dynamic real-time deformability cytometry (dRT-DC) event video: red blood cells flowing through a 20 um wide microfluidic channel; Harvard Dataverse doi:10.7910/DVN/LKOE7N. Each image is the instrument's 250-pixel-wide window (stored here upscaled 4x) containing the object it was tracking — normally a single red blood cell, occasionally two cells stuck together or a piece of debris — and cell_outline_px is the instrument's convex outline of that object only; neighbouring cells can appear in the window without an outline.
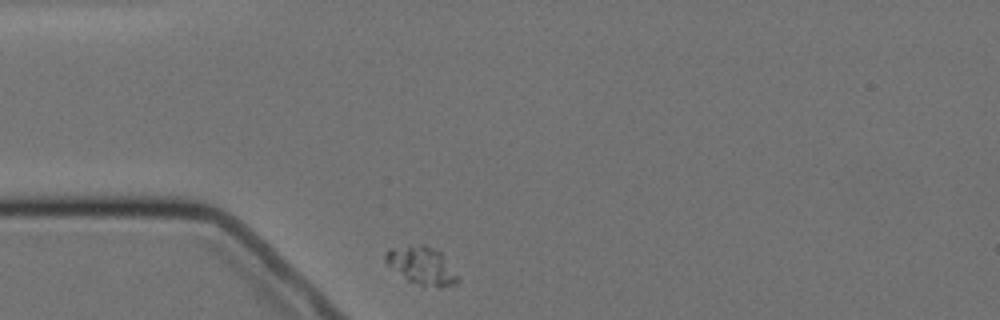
{"species": "Egyptian fruit bat (a non-hibernating species)", "species_latin": "Rousettus aegyptiacus", "temperature_condition": "cold", "stored_images_in_passage": 1, "camera_frame_rate_fps": 3000, "um_per_image_px": 0.085, "animal": {"sex": "female"}, "frame": {"image": 1, "passage_image": 1, "time_ms": 0.0, "image_size_px": [1000, 320], "cell_outline_px": [[460, 280], [456, 284], [440, 288], [420, 284], [408, 280], [388, 264], [384, 260], [384, 252], [388, 248], [420, 244], [424, 244], [440, 252]], "centroid_in_image_um": [35.83, 22.56], "position_along_channel_um": 49.2, "area_um2": 15.61}}